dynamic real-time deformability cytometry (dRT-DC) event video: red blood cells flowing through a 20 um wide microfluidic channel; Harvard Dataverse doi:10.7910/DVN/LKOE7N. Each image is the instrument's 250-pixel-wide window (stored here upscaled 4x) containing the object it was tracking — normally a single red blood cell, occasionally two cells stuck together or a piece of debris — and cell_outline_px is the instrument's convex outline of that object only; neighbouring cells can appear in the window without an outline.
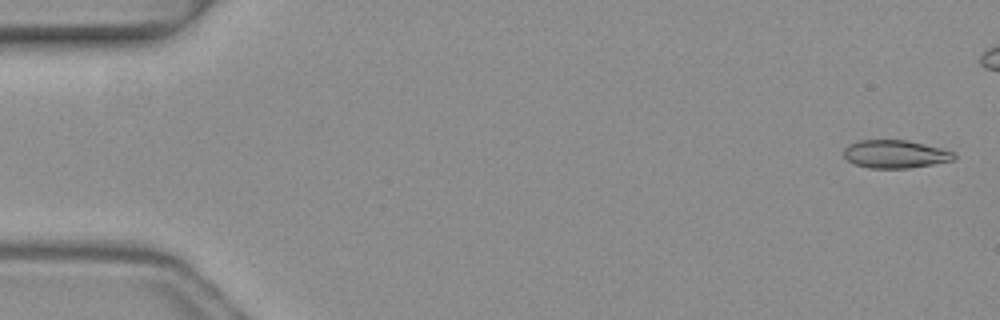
{"species": "common noctule bat (a hibernating species)", "species_latin": "Nyctalus noctula", "temperature_condition": "warm", "stored_images_in_passage": 5, "camera_frame_rate_fps": 3000, "um_per_image_px": 0.085, "animal": {"sex": "female", "body_mass_g": 19.3, "forearm_length_mm": 54.1}, "frame": {"image": 1, "passage_image": 1, "time_ms": 0.0, "image_size_px": [1000, 320], "cell_outline_px": [[956, 156], [952, 160], [932, 164], [908, 168], [868, 168], [856, 164], [848, 160], [844, 156], [844, 148], [848, 144], [860, 140], [908, 140], [940, 148], [952, 152]], "centroid_in_image_um": [76.05, 13.09], "position_along_channel_um": 8.9, "area_um2": 17.8}}